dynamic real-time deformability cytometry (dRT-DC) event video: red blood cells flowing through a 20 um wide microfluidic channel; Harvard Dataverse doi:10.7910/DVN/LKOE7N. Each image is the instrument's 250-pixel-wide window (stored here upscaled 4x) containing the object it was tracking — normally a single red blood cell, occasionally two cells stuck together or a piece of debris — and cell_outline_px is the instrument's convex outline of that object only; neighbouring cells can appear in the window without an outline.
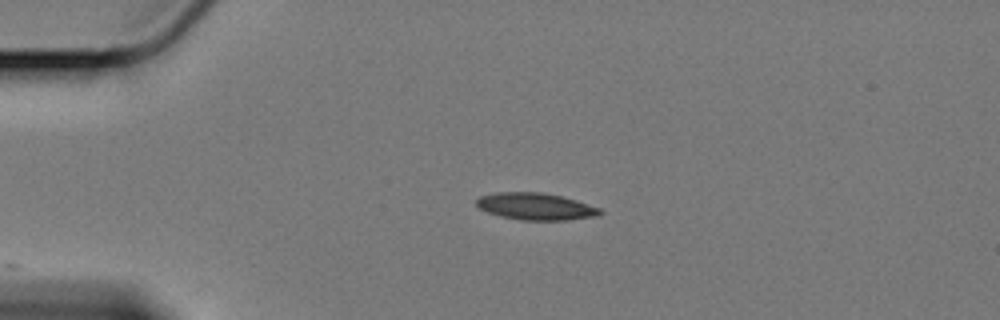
{"species": "Egyptian fruit bat (a non-hibernating species)", "species_latin": "Rousettus aegyptiacus", "temperature_condition": "cold", "stored_images_in_passage": 10, "camera_frame_rate_fps": 3000, "um_per_image_px": 0.085, "animal": {"sex": "female"}, "frame": {"image": 1, "passage_image": 1, "time_ms": 0.0, "image_size_px": [1000, 320], "cell_outline_px": [[604, 212], [600, 216], [564, 220], [524, 220], [504, 216], [488, 212], [480, 208], [476, 204], [476, 200], [480, 196], [496, 192], [544, 192], [564, 196], [600, 208]], "centroid_in_image_um": [45.59, 17.53], "position_along_channel_um": 39.4, "area_um2": 19.42}}